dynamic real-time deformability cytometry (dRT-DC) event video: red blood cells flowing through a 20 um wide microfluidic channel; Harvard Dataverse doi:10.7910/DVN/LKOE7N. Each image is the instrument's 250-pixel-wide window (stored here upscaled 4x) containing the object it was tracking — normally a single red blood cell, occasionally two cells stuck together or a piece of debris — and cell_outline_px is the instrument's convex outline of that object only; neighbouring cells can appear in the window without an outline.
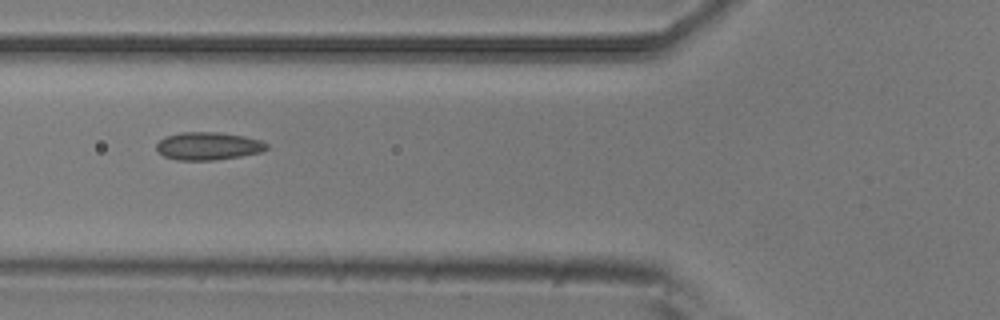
{"species": "common noctule bat (a hibernating species)", "species_latin": "Nyctalus noctula", "temperature_condition": "room temperature", "stored_images_in_passage": 9, "camera_frame_rate_fps": 3000, "um_per_image_px": 0.085, "animal": {"sex": "male", "body_mass_g": 20.5, "forearm_length_mm": 52.5}, "frame": {"image": 1, "passage_image": 6, "time_ms": 1.667, "image_size_px": [1000, 320], "cell_outline_px": [[268, 148], [260, 152], [240, 156], [212, 160], [176, 160], [164, 156], [156, 148], [156, 144], [164, 136], [180, 132], [220, 132], [244, 136], [260, 140], [268, 144]], "centroid_in_image_um": [17.68, 12.4], "position_along_channel_um": 108.1, "area_um2": 17.86}}
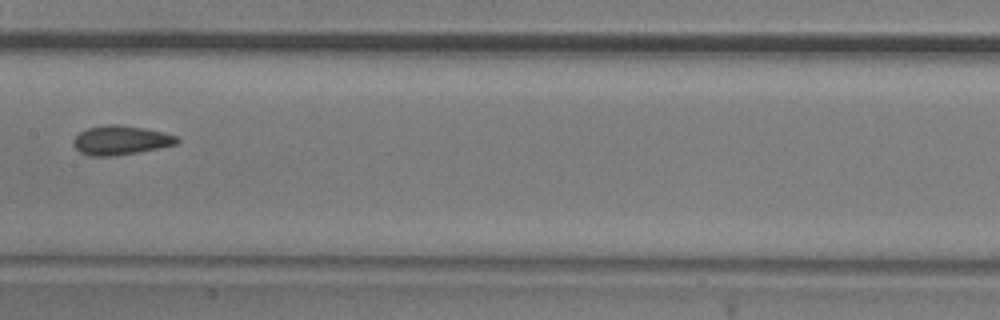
{"frame": {"image": 2, "passage_image": 8, "time_ms": 2.333, "image_size_px": [1000, 320], "cell_outline_px": [[180, 140], [176, 144], [160, 148], [112, 156], [88, 156], [80, 152], [72, 144], [72, 140], [80, 132], [88, 128], [108, 124], [120, 124], [144, 128], [164, 132], [180, 136]], "centroid_in_image_um": [10.28, 11.91], "position_along_channel_um": 197.1, "area_um2": 17.74}}
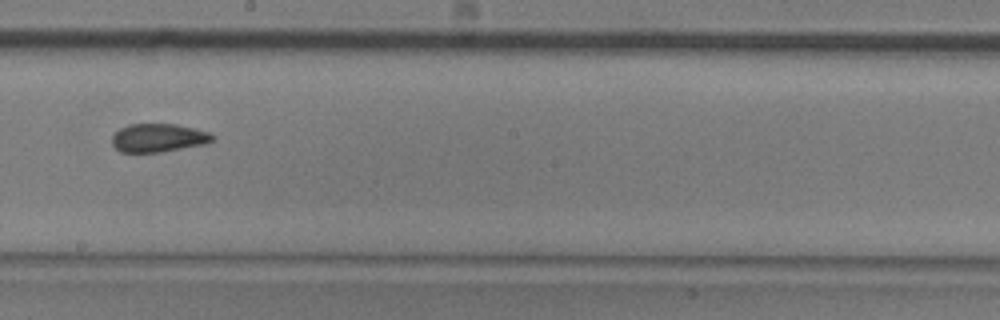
{"frame": {"image": 3, "passage_image": 9, "time_ms": 2.667, "image_size_px": [1000, 320], "cell_outline_px": [[216, 136], [208, 144], [160, 152], [120, 152], [112, 144], [112, 136], [120, 128], [128, 124], [176, 124], [208, 132]], "centroid_in_image_um": [13.47, 11.72], "position_along_channel_um": 234.7, "area_um2": 16.65}}